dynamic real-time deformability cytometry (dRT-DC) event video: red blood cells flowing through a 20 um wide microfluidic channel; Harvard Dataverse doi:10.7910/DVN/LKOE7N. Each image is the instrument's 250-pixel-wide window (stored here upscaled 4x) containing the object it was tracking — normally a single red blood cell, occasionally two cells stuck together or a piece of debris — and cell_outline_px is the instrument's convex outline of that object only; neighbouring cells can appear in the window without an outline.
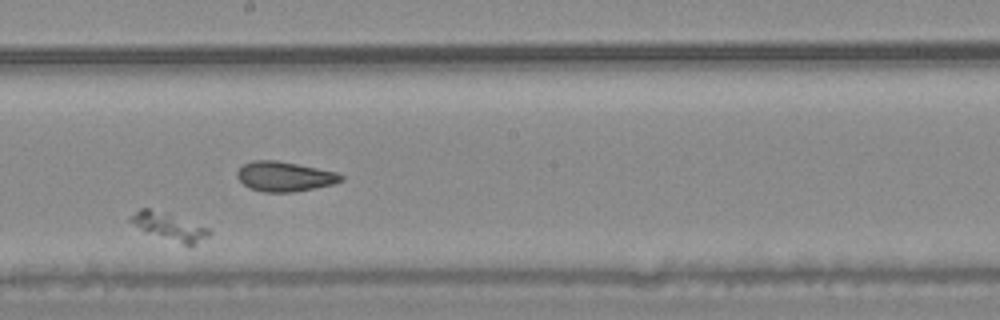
{"species": "common noctule bat (a hibernating species)", "species_latin": "Nyctalus noctula", "temperature_condition": "warm", "stored_images_in_passage": 11, "camera_frame_rate_fps": 3000, "um_per_image_px": 0.085, "animal": {"sex": "male", "body_mass_g": 20.4}, "frame": {"image": 1, "passage_image": 8, "time_ms": 2.333, "image_size_px": [1000, 320], "cell_outline_px": [[212, 232], [208, 236], [188, 248], [144, 232], [128, 220], [128, 216], [140, 208], [148, 208], [168, 212], [212, 228]], "centroid_in_image_um": [14.42, 19.27], "position_along_channel_um": 233.8, "area_um2": 13.47}}